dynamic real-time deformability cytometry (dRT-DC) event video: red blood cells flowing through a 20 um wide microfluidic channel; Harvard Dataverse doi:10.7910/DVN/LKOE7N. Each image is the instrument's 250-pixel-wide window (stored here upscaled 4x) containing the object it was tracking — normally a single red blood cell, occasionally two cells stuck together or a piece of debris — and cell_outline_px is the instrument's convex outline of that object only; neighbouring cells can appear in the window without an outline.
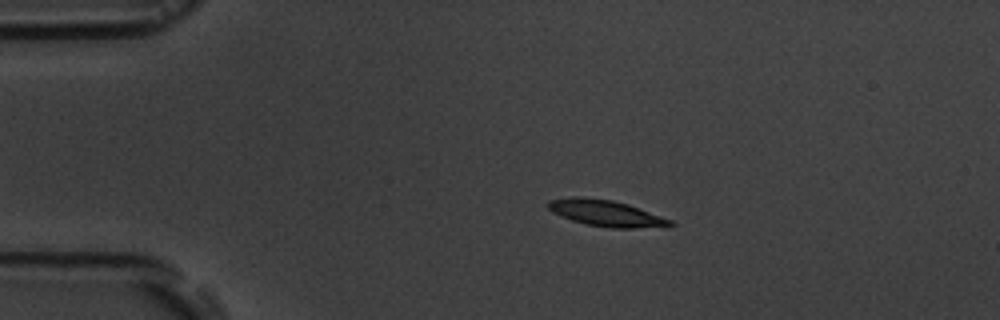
{"species": "common noctule bat (a hibernating species)", "species_latin": "Nyctalus noctula", "temperature_condition": "room temperature", "stored_images_in_passage": 6, "camera_frame_rate_fps": 3000, "um_per_image_px": 0.085, "animal": {"sex": "male", "body_mass_g": 19.5, "forearm_length_mm": 54.6}, "frame": {"image": 1, "passage_image": 3, "time_ms": 2.667, "image_size_px": [1000, 320], "cell_outline_px": [[676, 224], [672, 228], [612, 228], [588, 224], [572, 220], [560, 216], [552, 212], [544, 204], [548, 200], [572, 196], [580, 196], [612, 200], [628, 204], [672, 220]], "centroid_in_image_um": [51.55, 18.13], "position_along_channel_um": 33.4, "area_um2": 19.07}}
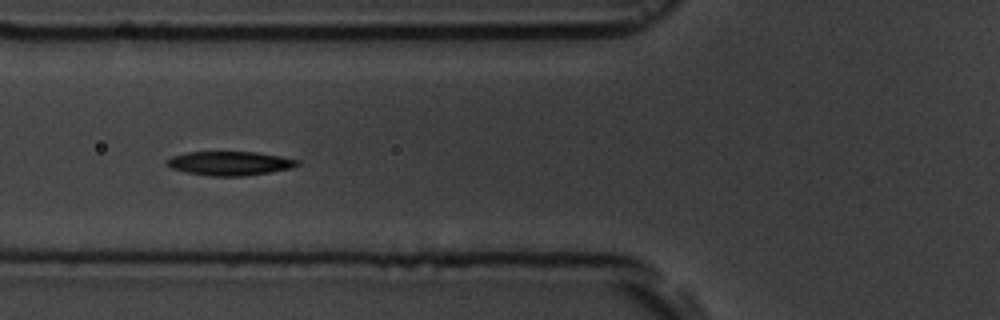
{"frame": {"image": 2, "passage_image": 6, "time_ms": 6.0, "image_size_px": [1000, 320], "cell_outline_px": [[300, 164], [292, 168], [244, 176], [212, 176], [184, 172], [172, 168], [164, 164], [164, 160], [172, 156], [188, 152], [256, 152], [280, 156], [300, 160]], "centroid_in_image_um": [19.5, 13.88], "position_along_channel_um": 106.3, "area_um2": 18.32}}